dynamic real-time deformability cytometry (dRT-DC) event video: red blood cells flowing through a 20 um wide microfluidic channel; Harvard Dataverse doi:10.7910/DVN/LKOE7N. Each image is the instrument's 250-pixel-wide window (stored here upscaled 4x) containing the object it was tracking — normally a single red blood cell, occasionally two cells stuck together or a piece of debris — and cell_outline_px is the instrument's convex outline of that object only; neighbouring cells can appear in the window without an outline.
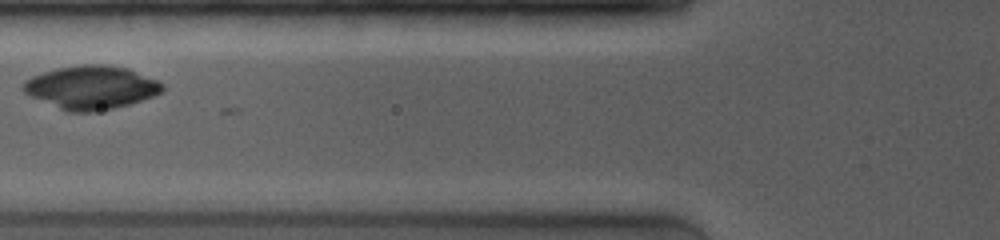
{"species": "common noctule bat (a hibernating species)", "species_latin": "Nyctalus noctula", "temperature_condition": "room temperature", "stored_images_in_passage": 4, "camera_frame_rate_fps": 4000, "um_per_image_px": 0.085, "animal": {"sex": "female", "body_mass_g": 19.0, "forearm_length_mm": 53.3}, "frame": {"image": 1, "passage_image": 3, "time_ms": 2.25, "image_size_px": [1000, 240], "cell_outline_px": [[164, 88], [160, 92], [152, 96], [128, 104], [96, 112], [68, 112], [32, 96], [24, 92], [20, 88], [24, 80], [32, 76], [56, 68], [80, 64], [104, 64], [128, 68], [156, 80], [164, 84]], "centroid_in_image_um": [7.72, 7.42], "position_along_channel_um": 118.1, "area_um2": 34.97}}